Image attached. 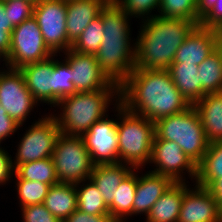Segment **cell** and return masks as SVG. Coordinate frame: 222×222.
<instances>
[{
  "mask_svg": "<svg viewBox=\"0 0 222 222\" xmlns=\"http://www.w3.org/2000/svg\"><path fill=\"white\" fill-rule=\"evenodd\" d=\"M154 123V140L176 142L196 165L202 161L209 142L193 105L183 112L161 118Z\"/></svg>",
  "mask_w": 222,
  "mask_h": 222,
  "instance_id": "8992f818",
  "label": "cell"
},
{
  "mask_svg": "<svg viewBox=\"0 0 222 222\" xmlns=\"http://www.w3.org/2000/svg\"><path fill=\"white\" fill-rule=\"evenodd\" d=\"M19 128L21 125L17 124L0 105V144L17 132Z\"/></svg>",
  "mask_w": 222,
  "mask_h": 222,
  "instance_id": "f35d334b",
  "label": "cell"
},
{
  "mask_svg": "<svg viewBox=\"0 0 222 222\" xmlns=\"http://www.w3.org/2000/svg\"><path fill=\"white\" fill-rule=\"evenodd\" d=\"M6 68H0V105L17 124L23 126L39 104L27 88L20 70Z\"/></svg>",
  "mask_w": 222,
  "mask_h": 222,
  "instance_id": "8fae6325",
  "label": "cell"
},
{
  "mask_svg": "<svg viewBox=\"0 0 222 222\" xmlns=\"http://www.w3.org/2000/svg\"><path fill=\"white\" fill-rule=\"evenodd\" d=\"M221 44V31L197 25L177 49L173 63L199 65Z\"/></svg>",
  "mask_w": 222,
  "mask_h": 222,
  "instance_id": "9a60e30c",
  "label": "cell"
},
{
  "mask_svg": "<svg viewBox=\"0 0 222 222\" xmlns=\"http://www.w3.org/2000/svg\"><path fill=\"white\" fill-rule=\"evenodd\" d=\"M201 27L222 32V0H215L212 10L200 21Z\"/></svg>",
  "mask_w": 222,
  "mask_h": 222,
  "instance_id": "8d00e7d4",
  "label": "cell"
},
{
  "mask_svg": "<svg viewBox=\"0 0 222 222\" xmlns=\"http://www.w3.org/2000/svg\"><path fill=\"white\" fill-rule=\"evenodd\" d=\"M33 121L17 144L15 158L12 159L14 170L23 163L52 157L56 140L61 134L57 120L52 113Z\"/></svg>",
  "mask_w": 222,
  "mask_h": 222,
  "instance_id": "ba28073f",
  "label": "cell"
},
{
  "mask_svg": "<svg viewBox=\"0 0 222 222\" xmlns=\"http://www.w3.org/2000/svg\"><path fill=\"white\" fill-rule=\"evenodd\" d=\"M222 178V141L209 143L202 161L197 165L196 185L208 188Z\"/></svg>",
  "mask_w": 222,
  "mask_h": 222,
  "instance_id": "484cf974",
  "label": "cell"
},
{
  "mask_svg": "<svg viewBox=\"0 0 222 222\" xmlns=\"http://www.w3.org/2000/svg\"><path fill=\"white\" fill-rule=\"evenodd\" d=\"M72 72L76 92H93L107 88L113 81L100 68L95 55L82 54L71 48L63 52Z\"/></svg>",
  "mask_w": 222,
  "mask_h": 222,
  "instance_id": "5bb4252c",
  "label": "cell"
},
{
  "mask_svg": "<svg viewBox=\"0 0 222 222\" xmlns=\"http://www.w3.org/2000/svg\"><path fill=\"white\" fill-rule=\"evenodd\" d=\"M215 5V0H197V25L200 21L212 10Z\"/></svg>",
  "mask_w": 222,
  "mask_h": 222,
  "instance_id": "b9f144b4",
  "label": "cell"
},
{
  "mask_svg": "<svg viewBox=\"0 0 222 222\" xmlns=\"http://www.w3.org/2000/svg\"><path fill=\"white\" fill-rule=\"evenodd\" d=\"M113 108L118 113L117 135L119 162L140 170L148 165L155 137V123L146 117L129 112L120 102Z\"/></svg>",
  "mask_w": 222,
  "mask_h": 222,
  "instance_id": "5b68a950",
  "label": "cell"
},
{
  "mask_svg": "<svg viewBox=\"0 0 222 222\" xmlns=\"http://www.w3.org/2000/svg\"><path fill=\"white\" fill-rule=\"evenodd\" d=\"M194 185L184 193L177 222H222V211L211 192Z\"/></svg>",
  "mask_w": 222,
  "mask_h": 222,
  "instance_id": "2e32d148",
  "label": "cell"
},
{
  "mask_svg": "<svg viewBox=\"0 0 222 222\" xmlns=\"http://www.w3.org/2000/svg\"><path fill=\"white\" fill-rule=\"evenodd\" d=\"M66 16V0H40L35 4L33 17L45 44L54 54L66 52L72 47L67 36Z\"/></svg>",
  "mask_w": 222,
  "mask_h": 222,
  "instance_id": "30bf717a",
  "label": "cell"
},
{
  "mask_svg": "<svg viewBox=\"0 0 222 222\" xmlns=\"http://www.w3.org/2000/svg\"><path fill=\"white\" fill-rule=\"evenodd\" d=\"M197 0H160L159 14L162 18L183 19L197 24Z\"/></svg>",
  "mask_w": 222,
  "mask_h": 222,
  "instance_id": "d6a6232c",
  "label": "cell"
},
{
  "mask_svg": "<svg viewBox=\"0 0 222 222\" xmlns=\"http://www.w3.org/2000/svg\"><path fill=\"white\" fill-rule=\"evenodd\" d=\"M103 40L95 58L106 75L119 85L134 71L136 42L131 43L130 16L113 0L101 9Z\"/></svg>",
  "mask_w": 222,
  "mask_h": 222,
  "instance_id": "7a4b0ae2",
  "label": "cell"
},
{
  "mask_svg": "<svg viewBox=\"0 0 222 222\" xmlns=\"http://www.w3.org/2000/svg\"><path fill=\"white\" fill-rule=\"evenodd\" d=\"M189 188L186 182H174L152 206L145 222H177L184 193Z\"/></svg>",
  "mask_w": 222,
  "mask_h": 222,
  "instance_id": "7402d4cb",
  "label": "cell"
},
{
  "mask_svg": "<svg viewBox=\"0 0 222 222\" xmlns=\"http://www.w3.org/2000/svg\"><path fill=\"white\" fill-rule=\"evenodd\" d=\"M9 22L15 27L33 17L35 4L26 0H3Z\"/></svg>",
  "mask_w": 222,
  "mask_h": 222,
  "instance_id": "e575fe53",
  "label": "cell"
},
{
  "mask_svg": "<svg viewBox=\"0 0 222 222\" xmlns=\"http://www.w3.org/2000/svg\"><path fill=\"white\" fill-rule=\"evenodd\" d=\"M25 84L38 103H46L52 107V72L53 56L21 67Z\"/></svg>",
  "mask_w": 222,
  "mask_h": 222,
  "instance_id": "ac0fdd59",
  "label": "cell"
},
{
  "mask_svg": "<svg viewBox=\"0 0 222 222\" xmlns=\"http://www.w3.org/2000/svg\"><path fill=\"white\" fill-rule=\"evenodd\" d=\"M87 183V184H86ZM77 209L90 215H110L98 187L91 179L75 183Z\"/></svg>",
  "mask_w": 222,
  "mask_h": 222,
  "instance_id": "83f0119b",
  "label": "cell"
},
{
  "mask_svg": "<svg viewBox=\"0 0 222 222\" xmlns=\"http://www.w3.org/2000/svg\"><path fill=\"white\" fill-rule=\"evenodd\" d=\"M150 164L151 172L170 177L174 182H186L187 175L195 183L197 165L183 152L181 147L169 140H153ZM185 171V172H184ZM184 173V174H183ZM185 177V178H184Z\"/></svg>",
  "mask_w": 222,
  "mask_h": 222,
  "instance_id": "7c38bea8",
  "label": "cell"
},
{
  "mask_svg": "<svg viewBox=\"0 0 222 222\" xmlns=\"http://www.w3.org/2000/svg\"><path fill=\"white\" fill-rule=\"evenodd\" d=\"M120 103L131 113L155 122L191 106L168 70L139 69L120 84Z\"/></svg>",
  "mask_w": 222,
  "mask_h": 222,
  "instance_id": "6da1fadb",
  "label": "cell"
},
{
  "mask_svg": "<svg viewBox=\"0 0 222 222\" xmlns=\"http://www.w3.org/2000/svg\"><path fill=\"white\" fill-rule=\"evenodd\" d=\"M43 205L61 221L77 209V193L74 183L59 182L49 188Z\"/></svg>",
  "mask_w": 222,
  "mask_h": 222,
  "instance_id": "603a6c76",
  "label": "cell"
},
{
  "mask_svg": "<svg viewBox=\"0 0 222 222\" xmlns=\"http://www.w3.org/2000/svg\"><path fill=\"white\" fill-rule=\"evenodd\" d=\"M137 33L135 68L167 70L177 49L197 26L193 21L154 16L141 21Z\"/></svg>",
  "mask_w": 222,
  "mask_h": 222,
  "instance_id": "3957f363",
  "label": "cell"
},
{
  "mask_svg": "<svg viewBox=\"0 0 222 222\" xmlns=\"http://www.w3.org/2000/svg\"><path fill=\"white\" fill-rule=\"evenodd\" d=\"M14 168L12 164V156L5 151V149L0 144V185L11 182L13 179Z\"/></svg>",
  "mask_w": 222,
  "mask_h": 222,
  "instance_id": "74e56055",
  "label": "cell"
},
{
  "mask_svg": "<svg viewBox=\"0 0 222 222\" xmlns=\"http://www.w3.org/2000/svg\"><path fill=\"white\" fill-rule=\"evenodd\" d=\"M23 222H62L53 216L43 204L21 207Z\"/></svg>",
  "mask_w": 222,
  "mask_h": 222,
  "instance_id": "d590c367",
  "label": "cell"
},
{
  "mask_svg": "<svg viewBox=\"0 0 222 222\" xmlns=\"http://www.w3.org/2000/svg\"><path fill=\"white\" fill-rule=\"evenodd\" d=\"M137 168H134L120 183L114 193L113 202L108 206L114 222H126L133 215V201L137 187ZM130 216V217H129Z\"/></svg>",
  "mask_w": 222,
  "mask_h": 222,
  "instance_id": "d4e9b609",
  "label": "cell"
},
{
  "mask_svg": "<svg viewBox=\"0 0 222 222\" xmlns=\"http://www.w3.org/2000/svg\"><path fill=\"white\" fill-rule=\"evenodd\" d=\"M198 74L205 94L222 92V44L198 65Z\"/></svg>",
  "mask_w": 222,
  "mask_h": 222,
  "instance_id": "4316f807",
  "label": "cell"
},
{
  "mask_svg": "<svg viewBox=\"0 0 222 222\" xmlns=\"http://www.w3.org/2000/svg\"><path fill=\"white\" fill-rule=\"evenodd\" d=\"M107 114L95 122L81 137L94 165L119 162L117 122Z\"/></svg>",
  "mask_w": 222,
  "mask_h": 222,
  "instance_id": "4fadbf2b",
  "label": "cell"
},
{
  "mask_svg": "<svg viewBox=\"0 0 222 222\" xmlns=\"http://www.w3.org/2000/svg\"><path fill=\"white\" fill-rule=\"evenodd\" d=\"M103 22L100 14L89 23L71 49L82 54L96 55L103 40Z\"/></svg>",
  "mask_w": 222,
  "mask_h": 222,
  "instance_id": "4dcf8cb0",
  "label": "cell"
},
{
  "mask_svg": "<svg viewBox=\"0 0 222 222\" xmlns=\"http://www.w3.org/2000/svg\"><path fill=\"white\" fill-rule=\"evenodd\" d=\"M134 169L121 162L94 165L90 179L98 187L103 200L109 206L122 180Z\"/></svg>",
  "mask_w": 222,
  "mask_h": 222,
  "instance_id": "44dd1931",
  "label": "cell"
},
{
  "mask_svg": "<svg viewBox=\"0 0 222 222\" xmlns=\"http://www.w3.org/2000/svg\"><path fill=\"white\" fill-rule=\"evenodd\" d=\"M207 189L211 192L213 198L218 202L222 211V178L216 179Z\"/></svg>",
  "mask_w": 222,
  "mask_h": 222,
  "instance_id": "7bdbcfd3",
  "label": "cell"
},
{
  "mask_svg": "<svg viewBox=\"0 0 222 222\" xmlns=\"http://www.w3.org/2000/svg\"><path fill=\"white\" fill-rule=\"evenodd\" d=\"M167 70L178 90L191 105L205 95L200 84L198 65L172 63Z\"/></svg>",
  "mask_w": 222,
  "mask_h": 222,
  "instance_id": "cb8c5ba5",
  "label": "cell"
},
{
  "mask_svg": "<svg viewBox=\"0 0 222 222\" xmlns=\"http://www.w3.org/2000/svg\"><path fill=\"white\" fill-rule=\"evenodd\" d=\"M26 1L32 2L34 4H37L40 0H26Z\"/></svg>",
  "mask_w": 222,
  "mask_h": 222,
  "instance_id": "f6af8a7d",
  "label": "cell"
},
{
  "mask_svg": "<svg viewBox=\"0 0 222 222\" xmlns=\"http://www.w3.org/2000/svg\"><path fill=\"white\" fill-rule=\"evenodd\" d=\"M131 18L146 20L153 18L156 14L152 11H159L160 0H113Z\"/></svg>",
  "mask_w": 222,
  "mask_h": 222,
  "instance_id": "836d02e7",
  "label": "cell"
},
{
  "mask_svg": "<svg viewBox=\"0 0 222 222\" xmlns=\"http://www.w3.org/2000/svg\"><path fill=\"white\" fill-rule=\"evenodd\" d=\"M59 182L78 183L90 179L94 164L81 136L61 133L52 153Z\"/></svg>",
  "mask_w": 222,
  "mask_h": 222,
  "instance_id": "52a82bcc",
  "label": "cell"
},
{
  "mask_svg": "<svg viewBox=\"0 0 222 222\" xmlns=\"http://www.w3.org/2000/svg\"><path fill=\"white\" fill-rule=\"evenodd\" d=\"M174 181L165 175L156 174L150 170L137 175V187L133 201V216L149 214L152 206L169 189Z\"/></svg>",
  "mask_w": 222,
  "mask_h": 222,
  "instance_id": "e0dca14e",
  "label": "cell"
},
{
  "mask_svg": "<svg viewBox=\"0 0 222 222\" xmlns=\"http://www.w3.org/2000/svg\"><path fill=\"white\" fill-rule=\"evenodd\" d=\"M12 31L5 30V27H0V62H5L8 58Z\"/></svg>",
  "mask_w": 222,
  "mask_h": 222,
  "instance_id": "60d3db41",
  "label": "cell"
},
{
  "mask_svg": "<svg viewBox=\"0 0 222 222\" xmlns=\"http://www.w3.org/2000/svg\"><path fill=\"white\" fill-rule=\"evenodd\" d=\"M109 0H67L66 29L73 45Z\"/></svg>",
  "mask_w": 222,
  "mask_h": 222,
  "instance_id": "d6986e66",
  "label": "cell"
},
{
  "mask_svg": "<svg viewBox=\"0 0 222 222\" xmlns=\"http://www.w3.org/2000/svg\"><path fill=\"white\" fill-rule=\"evenodd\" d=\"M15 185L17 186V194L19 199V206L27 207L30 205L43 204L44 199L46 198L50 185L46 183H41L39 181H29L21 179L14 172Z\"/></svg>",
  "mask_w": 222,
  "mask_h": 222,
  "instance_id": "1f68e13d",
  "label": "cell"
},
{
  "mask_svg": "<svg viewBox=\"0 0 222 222\" xmlns=\"http://www.w3.org/2000/svg\"><path fill=\"white\" fill-rule=\"evenodd\" d=\"M57 54L53 55L52 72V106L55 107L59 101L66 96L77 93L72 82V72L65 60H58ZM56 59V60H55Z\"/></svg>",
  "mask_w": 222,
  "mask_h": 222,
  "instance_id": "f1b7e54d",
  "label": "cell"
},
{
  "mask_svg": "<svg viewBox=\"0 0 222 222\" xmlns=\"http://www.w3.org/2000/svg\"><path fill=\"white\" fill-rule=\"evenodd\" d=\"M111 102H120V85L114 81L102 90L66 96L55 106L60 107V112L57 111L58 115L53 112V116L61 133L82 136L95 122L107 115Z\"/></svg>",
  "mask_w": 222,
  "mask_h": 222,
  "instance_id": "277c9868",
  "label": "cell"
},
{
  "mask_svg": "<svg viewBox=\"0 0 222 222\" xmlns=\"http://www.w3.org/2000/svg\"><path fill=\"white\" fill-rule=\"evenodd\" d=\"M54 53L45 44L42 32L34 17L14 27L7 60L3 63L11 69L44 61Z\"/></svg>",
  "mask_w": 222,
  "mask_h": 222,
  "instance_id": "9c48e42d",
  "label": "cell"
},
{
  "mask_svg": "<svg viewBox=\"0 0 222 222\" xmlns=\"http://www.w3.org/2000/svg\"><path fill=\"white\" fill-rule=\"evenodd\" d=\"M209 143L222 141V92L205 94L193 104Z\"/></svg>",
  "mask_w": 222,
  "mask_h": 222,
  "instance_id": "ffe728a7",
  "label": "cell"
},
{
  "mask_svg": "<svg viewBox=\"0 0 222 222\" xmlns=\"http://www.w3.org/2000/svg\"><path fill=\"white\" fill-rule=\"evenodd\" d=\"M21 179L39 181L50 186L59 183L52 157L23 163L14 171Z\"/></svg>",
  "mask_w": 222,
  "mask_h": 222,
  "instance_id": "f546056e",
  "label": "cell"
},
{
  "mask_svg": "<svg viewBox=\"0 0 222 222\" xmlns=\"http://www.w3.org/2000/svg\"><path fill=\"white\" fill-rule=\"evenodd\" d=\"M4 1L0 0V27H5V30H13L14 26L9 22L8 13H5Z\"/></svg>",
  "mask_w": 222,
  "mask_h": 222,
  "instance_id": "ee69618b",
  "label": "cell"
},
{
  "mask_svg": "<svg viewBox=\"0 0 222 222\" xmlns=\"http://www.w3.org/2000/svg\"><path fill=\"white\" fill-rule=\"evenodd\" d=\"M62 222H114L110 215H90L76 209L70 216Z\"/></svg>",
  "mask_w": 222,
  "mask_h": 222,
  "instance_id": "ab89813d",
  "label": "cell"
}]
</instances>
